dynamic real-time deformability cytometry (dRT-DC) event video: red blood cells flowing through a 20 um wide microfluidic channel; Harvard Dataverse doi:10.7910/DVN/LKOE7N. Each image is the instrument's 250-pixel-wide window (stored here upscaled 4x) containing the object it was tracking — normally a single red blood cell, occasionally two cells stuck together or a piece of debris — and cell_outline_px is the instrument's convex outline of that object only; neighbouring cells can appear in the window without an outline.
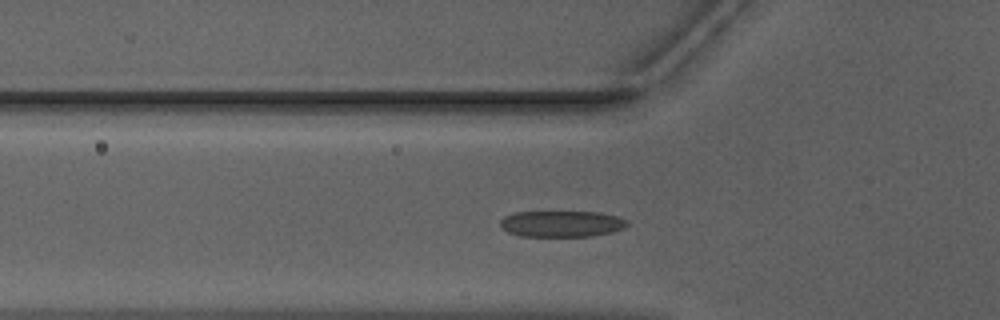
{"species": "Egyptian fruit bat (a non-hibernating species)", "species_latin": "Rousettus aegyptiacus", "temperature_condition": "warm", "stored_images_in_passage": 52, "camera_frame_rate_fps": 3000, "um_per_image_px": 0.085, "animal": {"sex": "male"}, "frame": {"image": 1, "passage_image": 17, "time_ms": 5.333, "image_size_px": [1000, 320], "cell_outline_px": [[628, 224], [624, 228], [612, 232], [592, 236], [520, 236], [508, 232], [500, 228], [500, 220], [504, 216], [512, 212], [600, 212], [616, 216], [628, 220]], "centroid_in_image_um": [47.71, 19.02], "position_along_channel_um": 78.1, "area_um2": 19.54}}
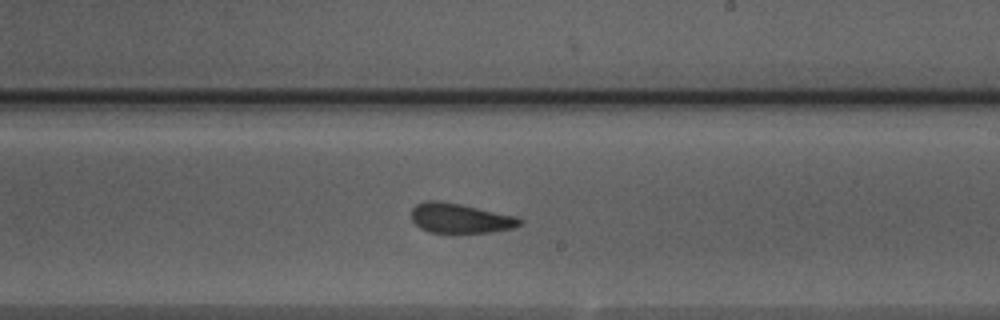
{"frame": {"image": 2, "passage_image": 30, "time_ms": 9.667, "image_size_px": [1000, 320], "cell_outline_px": [[524, 220], [520, 224], [512, 228], [488, 232], [428, 232], [420, 228], [412, 220], [412, 208], [416, 204], [424, 200], [436, 200], [460, 204], [516, 216]], "centroid_in_image_um": [39.08, 18.54], "position_along_channel_um": 249.9, "area_um2": 18.61}}
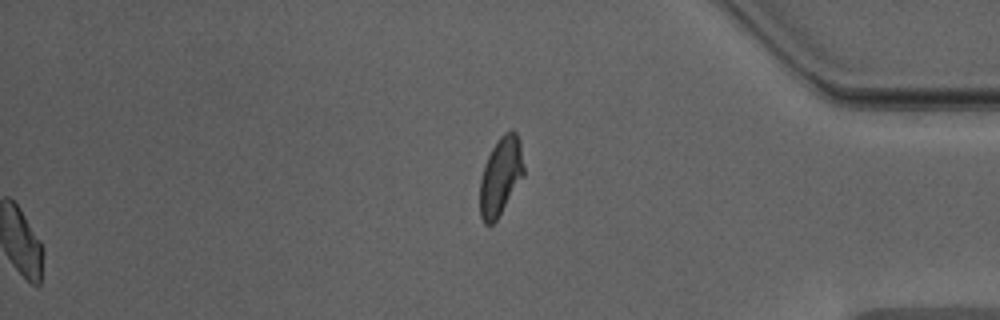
{"frame": {"image": 3, "passage_image": 52, "time_ms": 17.0, "image_size_px": [1000, 320], "cell_outline_px": [[524, 176], [496, 220], [492, 224], [484, 224], [480, 216], [480, 180], [484, 164], [492, 148], [500, 136], [504, 132], [512, 128], [516, 132], [520, 140], [524, 168]], "centroid_in_image_um": [42.56, 14.94], "position_along_channel_um": 392.6, "area_um2": 20.06}, "authors_computed_cell_mechanics": {"area_um2": 19.8254, "velocity_mm_per_s": 3.9594, "shape_relaxation_time_tau1_ms": 3.5682, "shape_relaxation_time_tau2_ms": 1.8229, "deformation_change_tau1": 0.1244, "deformation_change_tau2": 0.1038}}